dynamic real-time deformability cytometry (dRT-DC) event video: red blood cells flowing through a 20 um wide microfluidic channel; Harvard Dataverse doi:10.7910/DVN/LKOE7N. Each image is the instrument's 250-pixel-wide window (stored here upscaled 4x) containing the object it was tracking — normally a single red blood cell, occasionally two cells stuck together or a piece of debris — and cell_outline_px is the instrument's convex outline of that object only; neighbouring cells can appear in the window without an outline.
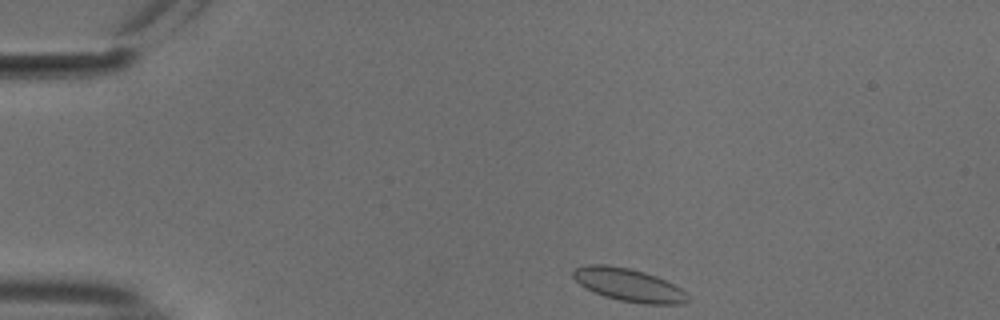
{"species": "common noctule bat (a hibernating species)", "species_latin": "Nyctalus noctula", "temperature_condition": "cold", "stored_images_in_passage": 45, "camera_frame_rate_fps": 3000, "um_per_image_px": 0.085, "animal": {"sex": "male", "body_mass_g": 18.8}, "frame": {"image": 1, "passage_image": 1, "time_ms": 0.0, "image_size_px": [1000, 320], "cell_outline_px": [[692, 300], [684, 304], [644, 304], [620, 300], [604, 296], [584, 288], [572, 276], [572, 272], [576, 268], [588, 264], [604, 264], [628, 268], [644, 272], [656, 276], [688, 292]], "centroid_in_image_um": [53.48, 24.23], "position_along_channel_um": 31.5, "area_um2": 22.08}}
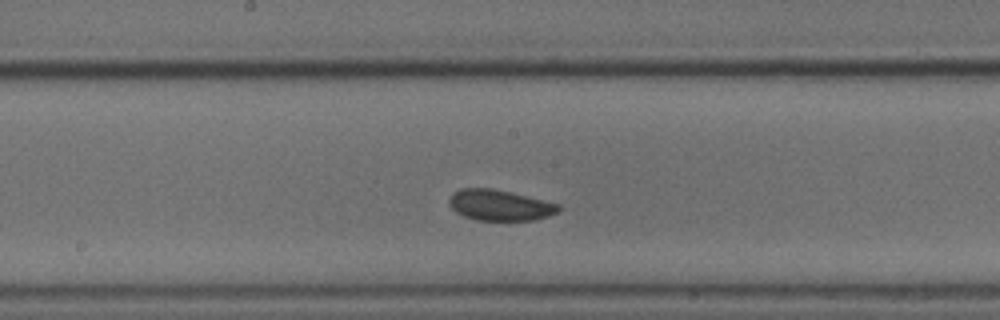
{"frame": {"image": 2, "passage_image": 20, "time_ms": 6.333, "image_size_px": [1000, 320], "cell_outline_px": [[560, 212], [548, 216], [532, 220], [476, 220], [464, 216], [456, 212], [448, 204], [448, 200], [452, 192], [460, 188], [492, 188], [560, 204]], "centroid_in_image_um": [42.45, 17.44], "position_along_channel_um": 205.7, "area_um2": 19.65}}
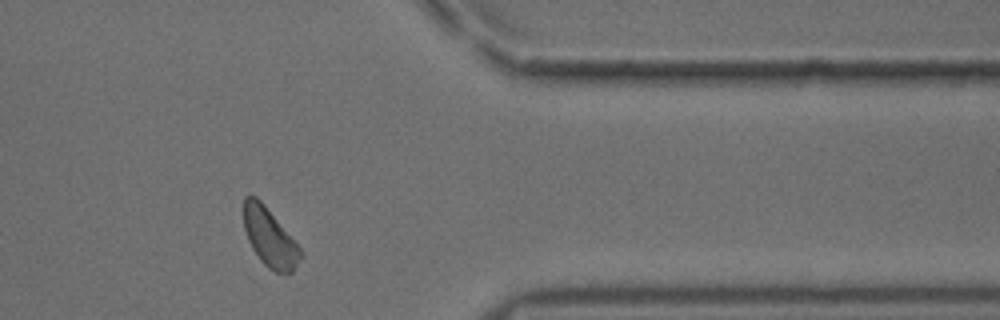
{"frame": {"image": 3, "passage_image": 36, "time_ms": 11.667, "image_size_px": [1000, 320], "cell_outline_px": [[300, 256], [292, 272], [276, 272], [268, 268], [260, 260], [252, 248], [248, 240], [244, 228], [244, 196], [256, 196], [264, 204], [300, 248]], "centroid_in_image_um": [22.88, 20.17], "position_along_channel_um": 388.5, "area_um2": 18.73}}